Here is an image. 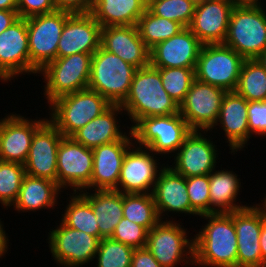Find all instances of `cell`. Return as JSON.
Here are the masks:
<instances>
[{
  "label": "cell",
  "instance_id": "cell-1",
  "mask_svg": "<svg viewBox=\"0 0 266 267\" xmlns=\"http://www.w3.org/2000/svg\"><path fill=\"white\" fill-rule=\"evenodd\" d=\"M208 221L194 234V266L237 267V236L231 213L199 216Z\"/></svg>",
  "mask_w": 266,
  "mask_h": 267
},
{
  "label": "cell",
  "instance_id": "cell-2",
  "mask_svg": "<svg viewBox=\"0 0 266 267\" xmlns=\"http://www.w3.org/2000/svg\"><path fill=\"white\" fill-rule=\"evenodd\" d=\"M132 129L142 118L179 113L178 104L162 85L158 68L151 64L136 70L129 93L120 104Z\"/></svg>",
  "mask_w": 266,
  "mask_h": 267
},
{
  "label": "cell",
  "instance_id": "cell-3",
  "mask_svg": "<svg viewBox=\"0 0 266 267\" xmlns=\"http://www.w3.org/2000/svg\"><path fill=\"white\" fill-rule=\"evenodd\" d=\"M112 104L89 88L62 95L49 103L48 120L64 137H71Z\"/></svg>",
  "mask_w": 266,
  "mask_h": 267
},
{
  "label": "cell",
  "instance_id": "cell-4",
  "mask_svg": "<svg viewBox=\"0 0 266 267\" xmlns=\"http://www.w3.org/2000/svg\"><path fill=\"white\" fill-rule=\"evenodd\" d=\"M223 44L244 59H257L266 51L264 6H234Z\"/></svg>",
  "mask_w": 266,
  "mask_h": 267
},
{
  "label": "cell",
  "instance_id": "cell-5",
  "mask_svg": "<svg viewBox=\"0 0 266 267\" xmlns=\"http://www.w3.org/2000/svg\"><path fill=\"white\" fill-rule=\"evenodd\" d=\"M137 68L101 46L93 53L88 87L111 104H121L127 97Z\"/></svg>",
  "mask_w": 266,
  "mask_h": 267
},
{
  "label": "cell",
  "instance_id": "cell-6",
  "mask_svg": "<svg viewBox=\"0 0 266 267\" xmlns=\"http://www.w3.org/2000/svg\"><path fill=\"white\" fill-rule=\"evenodd\" d=\"M131 131L137 146L148 148L158 156L167 155L171 159L192 130L181 114L175 113L142 118Z\"/></svg>",
  "mask_w": 266,
  "mask_h": 267
},
{
  "label": "cell",
  "instance_id": "cell-7",
  "mask_svg": "<svg viewBox=\"0 0 266 267\" xmlns=\"http://www.w3.org/2000/svg\"><path fill=\"white\" fill-rule=\"evenodd\" d=\"M173 219L160 220L148 231L146 248L162 267H176L181 263L194 266V239H189L190 231Z\"/></svg>",
  "mask_w": 266,
  "mask_h": 267
},
{
  "label": "cell",
  "instance_id": "cell-8",
  "mask_svg": "<svg viewBox=\"0 0 266 267\" xmlns=\"http://www.w3.org/2000/svg\"><path fill=\"white\" fill-rule=\"evenodd\" d=\"M93 54L77 53L64 58H56L38 74L43 76L44 96L49 104L54 99L79 90L89 84Z\"/></svg>",
  "mask_w": 266,
  "mask_h": 267
},
{
  "label": "cell",
  "instance_id": "cell-9",
  "mask_svg": "<svg viewBox=\"0 0 266 267\" xmlns=\"http://www.w3.org/2000/svg\"><path fill=\"white\" fill-rule=\"evenodd\" d=\"M244 60L224 44H204L199 52L195 79L226 92L235 91Z\"/></svg>",
  "mask_w": 266,
  "mask_h": 267
},
{
  "label": "cell",
  "instance_id": "cell-10",
  "mask_svg": "<svg viewBox=\"0 0 266 267\" xmlns=\"http://www.w3.org/2000/svg\"><path fill=\"white\" fill-rule=\"evenodd\" d=\"M72 13L56 10L26 19L30 63L39 72L57 58L60 36Z\"/></svg>",
  "mask_w": 266,
  "mask_h": 267
},
{
  "label": "cell",
  "instance_id": "cell-11",
  "mask_svg": "<svg viewBox=\"0 0 266 267\" xmlns=\"http://www.w3.org/2000/svg\"><path fill=\"white\" fill-rule=\"evenodd\" d=\"M48 232L47 242L53 259L62 267H82L95 259L99 239L60 224Z\"/></svg>",
  "mask_w": 266,
  "mask_h": 267
},
{
  "label": "cell",
  "instance_id": "cell-12",
  "mask_svg": "<svg viewBox=\"0 0 266 267\" xmlns=\"http://www.w3.org/2000/svg\"><path fill=\"white\" fill-rule=\"evenodd\" d=\"M38 73L30 63L26 19L19 18L0 34V80L8 83L21 75Z\"/></svg>",
  "mask_w": 266,
  "mask_h": 267
},
{
  "label": "cell",
  "instance_id": "cell-13",
  "mask_svg": "<svg viewBox=\"0 0 266 267\" xmlns=\"http://www.w3.org/2000/svg\"><path fill=\"white\" fill-rule=\"evenodd\" d=\"M225 94V90L195 79L179 105V113L191 130L210 131L218 120Z\"/></svg>",
  "mask_w": 266,
  "mask_h": 267
},
{
  "label": "cell",
  "instance_id": "cell-14",
  "mask_svg": "<svg viewBox=\"0 0 266 267\" xmlns=\"http://www.w3.org/2000/svg\"><path fill=\"white\" fill-rule=\"evenodd\" d=\"M92 171V149L63 136L57 150V185L79 192L90 183Z\"/></svg>",
  "mask_w": 266,
  "mask_h": 267
},
{
  "label": "cell",
  "instance_id": "cell-15",
  "mask_svg": "<svg viewBox=\"0 0 266 267\" xmlns=\"http://www.w3.org/2000/svg\"><path fill=\"white\" fill-rule=\"evenodd\" d=\"M208 131L192 130L174 154L170 167L185 178L209 175L217 169V145L208 137ZM207 136V137H206Z\"/></svg>",
  "mask_w": 266,
  "mask_h": 267
},
{
  "label": "cell",
  "instance_id": "cell-16",
  "mask_svg": "<svg viewBox=\"0 0 266 267\" xmlns=\"http://www.w3.org/2000/svg\"><path fill=\"white\" fill-rule=\"evenodd\" d=\"M154 153L135 143L127 150L116 191L121 193H152L164 164ZM160 161V162H158Z\"/></svg>",
  "mask_w": 266,
  "mask_h": 267
},
{
  "label": "cell",
  "instance_id": "cell-17",
  "mask_svg": "<svg viewBox=\"0 0 266 267\" xmlns=\"http://www.w3.org/2000/svg\"><path fill=\"white\" fill-rule=\"evenodd\" d=\"M266 215L258 203L233 212L237 236V267H260L262 253L260 232Z\"/></svg>",
  "mask_w": 266,
  "mask_h": 267
},
{
  "label": "cell",
  "instance_id": "cell-18",
  "mask_svg": "<svg viewBox=\"0 0 266 267\" xmlns=\"http://www.w3.org/2000/svg\"><path fill=\"white\" fill-rule=\"evenodd\" d=\"M10 113L0 119V161L25 163L34 132L48 119Z\"/></svg>",
  "mask_w": 266,
  "mask_h": 267
},
{
  "label": "cell",
  "instance_id": "cell-19",
  "mask_svg": "<svg viewBox=\"0 0 266 267\" xmlns=\"http://www.w3.org/2000/svg\"><path fill=\"white\" fill-rule=\"evenodd\" d=\"M62 137L61 132L48 119L34 132L24 163L27 175L57 183V150Z\"/></svg>",
  "mask_w": 266,
  "mask_h": 267
},
{
  "label": "cell",
  "instance_id": "cell-20",
  "mask_svg": "<svg viewBox=\"0 0 266 267\" xmlns=\"http://www.w3.org/2000/svg\"><path fill=\"white\" fill-rule=\"evenodd\" d=\"M133 144V133L129 132V135L123 140L92 149L91 181L83 190H116L125 154Z\"/></svg>",
  "mask_w": 266,
  "mask_h": 267
},
{
  "label": "cell",
  "instance_id": "cell-21",
  "mask_svg": "<svg viewBox=\"0 0 266 267\" xmlns=\"http://www.w3.org/2000/svg\"><path fill=\"white\" fill-rule=\"evenodd\" d=\"M234 4L231 0H198L188 28L204 44H223Z\"/></svg>",
  "mask_w": 266,
  "mask_h": 267
},
{
  "label": "cell",
  "instance_id": "cell-22",
  "mask_svg": "<svg viewBox=\"0 0 266 267\" xmlns=\"http://www.w3.org/2000/svg\"><path fill=\"white\" fill-rule=\"evenodd\" d=\"M101 25L91 13L71 14L58 42L57 58L72 54H93L100 47Z\"/></svg>",
  "mask_w": 266,
  "mask_h": 267
},
{
  "label": "cell",
  "instance_id": "cell-23",
  "mask_svg": "<svg viewBox=\"0 0 266 267\" xmlns=\"http://www.w3.org/2000/svg\"><path fill=\"white\" fill-rule=\"evenodd\" d=\"M152 196L160 220H170L167 217H171L173 213L200 216L190 205L186 178L176 173L168 164L160 170L152 190Z\"/></svg>",
  "mask_w": 266,
  "mask_h": 267
},
{
  "label": "cell",
  "instance_id": "cell-24",
  "mask_svg": "<svg viewBox=\"0 0 266 267\" xmlns=\"http://www.w3.org/2000/svg\"><path fill=\"white\" fill-rule=\"evenodd\" d=\"M202 43L184 27L176 35L150 50V64L155 68H196Z\"/></svg>",
  "mask_w": 266,
  "mask_h": 267
},
{
  "label": "cell",
  "instance_id": "cell-25",
  "mask_svg": "<svg viewBox=\"0 0 266 267\" xmlns=\"http://www.w3.org/2000/svg\"><path fill=\"white\" fill-rule=\"evenodd\" d=\"M248 101L235 91L226 92L223 97L218 120L209 133L220 126L224 131L225 143L230 146L231 154L247 147L251 133L248 126ZM247 145V146H246Z\"/></svg>",
  "mask_w": 266,
  "mask_h": 267
},
{
  "label": "cell",
  "instance_id": "cell-26",
  "mask_svg": "<svg viewBox=\"0 0 266 267\" xmlns=\"http://www.w3.org/2000/svg\"><path fill=\"white\" fill-rule=\"evenodd\" d=\"M100 46L137 69L150 64V50L136 25L103 27Z\"/></svg>",
  "mask_w": 266,
  "mask_h": 267
},
{
  "label": "cell",
  "instance_id": "cell-27",
  "mask_svg": "<svg viewBox=\"0 0 266 267\" xmlns=\"http://www.w3.org/2000/svg\"><path fill=\"white\" fill-rule=\"evenodd\" d=\"M123 113L125 112L119 104H112L100 116L89 121L71 137L76 142L90 149H94L103 144L123 140L129 135L128 132H132L129 126H127L129 129L126 130L127 132L121 130L120 117H118V114L122 115Z\"/></svg>",
  "mask_w": 266,
  "mask_h": 267
},
{
  "label": "cell",
  "instance_id": "cell-28",
  "mask_svg": "<svg viewBox=\"0 0 266 267\" xmlns=\"http://www.w3.org/2000/svg\"><path fill=\"white\" fill-rule=\"evenodd\" d=\"M64 192L56 182L45 178L25 175L13 210L21 212H36L40 209H54L58 198ZM56 205V206H55Z\"/></svg>",
  "mask_w": 266,
  "mask_h": 267
},
{
  "label": "cell",
  "instance_id": "cell-29",
  "mask_svg": "<svg viewBox=\"0 0 266 267\" xmlns=\"http://www.w3.org/2000/svg\"><path fill=\"white\" fill-rule=\"evenodd\" d=\"M93 192V193H92ZM81 190L91 204L99 227V240L109 238L123 217V193L116 190Z\"/></svg>",
  "mask_w": 266,
  "mask_h": 267
},
{
  "label": "cell",
  "instance_id": "cell-30",
  "mask_svg": "<svg viewBox=\"0 0 266 267\" xmlns=\"http://www.w3.org/2000/svg\"><path fill=\"white\" fill-rule=\"evenodd\" d=\"M238 176L233 170L224 168L214 169L209 174L210 213H231L248 207L247 203L237 202L242 187Z\"/></svg>",
  "mask_w": 266,
  "mask_h": 267
},
{
  "label": "cell",
  "instance_id": "cell-31",
  "mask_svg": "<svg viewBox=\"0 0 266 267\" xmlns=\"http://www.w3.org/2000/svg\"><path fill=\"white\" fill-rule=\"evenodd\" d=\"M147 5L145 0H93L90 13L102 28L137 25Z\"/></svg>",
  "mask_w": 266,
  "mask_h": 267
},
{
  "label": "cell",
  "instance_id": "cell-32",
  "mask_svg": "<svg viewBox=\"0 0 266 267\" xmlns=\"http://www.w3.org/2000/svg\"><path fill=\"white\" fill-rule=\"evenodd\" d=\"M69 195L61 221L68 227L83 231L99 239V227L91 204L79 193Z\"/></svg>",
  "mask_w": 266,
  "mask_h": 267
},
{
  "label": "cell",
  "instance_id": "cell-33",
  "mask_svg": "<svg viewBox=\"0 0 266 267\" xmlns=\"http://www.w3.org/2000/svg\"><path fill=\"white\" fill-rule=\"evenodd\" d=\"M123 217L150 231L160 221L152 193H123Z\"/></svg>",
  "mask_w": 266,
  "mask_h": 267
},
{
  "label": "cell",
  "instance_id": "cell-34",
  "mask_svg": "<svg viewBox=\"0 0 266 267\" xmlns=\"http://www.w3.org/2000/svg\"><path fill=\"white\" fill-rule=\"evenodd\" d=\"M235 92L250 101L266 100V70L257 59H245Z\"/></svg>",
  "mask_w": 266,
  "mask_h": 267
},
{
  "label": "cell",
  "instance_id": "cell-35",
  "mask_svg": "<svg viewBox=\"0 0 266 267\" xmlns=\"http://www.w3.org/2000/svg\"><path fill=\"white\" fill-rule=\"evenodd\" d=\"M136 26L141 39L149 50L184 28L178 22L154 15L148 8L139 18Z\"/></svg>",
  "mask_w": 266,
  "mask_h": 267
},
{
  "label": "cell",
  "instance_id": "cell-36",
  "mask_svg": "<svg viewBox=\"0 0 266 267\" xmlns=\"http://www.w3.org/2000/svg\"><path fill=\"white\" fill-rule=\"evenodd\" d=\"M198 0H152L147 8L156 16L188 27L194 16Z\"/></svg>",
  "mask_w": 266,
  "mask_h": 267
},
{
  "label": "cell",
  "instance_id": "cell-37",
  "mask_svg": "<svg viewBox=\"0 0 266 267\" xmlns=\"http://www.w3.org/2000/svg\"><path fill=\"white\" fill-rule=\"evenodd\" d=\"M134 250L135 248L110 237L102 238L95 256V267H131Z\"/></svg>",
  "mask_w": 266,
  "mask_h": 267
},
{
  "label": "cell",
  "instance_id": "cell-38",
  "mask_svg": "<svg viewBox=\"0 0 266 267\" xmlns=\"http://www.w3.org/2000/svg\"><path fill=\"white\" fill-rule=\"evenodd\" d=\"M25 175L23 164L0 161V204L4 208L16 201Z\"/></svg>",
  "mask_w": 266,
  "mask_h": 267
},
{
  "label": "cell",
  "instance_id": "cell-39",
  "mask_svg": "<svg viewBox=\"0 0 266 267\" xmlns=\"http://www.w3.org/2000/svg\"><path fill=\"white\" fill-rule=\"evenodd\" d=\"M158 71L164 89L179 106L195 80V69L173 67L158 68Z\"/></svg>",
  "mask_w": 266,
  "mask_h": 267
},
{
  "label": "cell",
  "instance_id": "cell-40",
  "mask_svg": "<svg viewBox=\"0 0 266 267\" xmlns=\"http://www.w3.org/2000/svg\"><path fill=\"white\" fill-rule=\"evenodd\" d=\"M191 207L199 214L210 213L209 175L186 178Z\"/></svg>",
  "mask_w": 266,
  "mask_h": 267
},
{
  "label": "cell",
  "instance_id": "cell-41",
  "mask_svg": "<svg viewBox=\"0 0 266 267\" xmlns=\"http://www.w3.org/2000/svg\"><path fill=\"white\" fill-rule=\"evenodd\" d=\"M147 235L145 227L122 217L110 238L138 249L146 247Z\"/></svg>",
  "mask_w": 266,
  "mask_h": 267
},
{
  "label": "cell",
  "instance_id": "cell-42",
  "mask_svg": "<svg viewBox=\"0 0 266 267\" xmlns=\"http://www.w3.org/2000/svg\"><path fill=\"white\" fill-rule=\"evenodd\" d=\"M247 113L251 138L254 134L266 137V100L248 102Z\"/></svg>",
  "mask_w": 266,
  "mask_h": 267
},
{
  "label": "cell",
  "instance_id": "cell-43",
  "mask_svg": "<svg viewBox=\"0 0 266 267\" xmlns=\"http://www.w3.org/2000/svg\"><path fill=\"white\" fill-rule=\"evenodd\" d=\"M53 0H17V13L19 18H29L36 15L55 12Z\"/></svg>",
  "mask_w": 266,
  "mask_h": 267
},
{
  "label": "cell",
  "instance_id": "cell-44",
  "mask_svg": "<svg viewBox=\"0 0 266 267\" xmlns=\"http://www.w3.org/2000/svg\"><path fill=\"white\" fill-rule=\"evenodd\" d=\"M57 10L70 13H90L93 0H53Z\"/></svg>",
  "mask_w": 266,
  "mask_h": 267
},
{
  "label": "cell",
  "instance_id": "cell-45",
  "mask_svg": "<svg viewBox=\"0 0 266 267\" xmlns=\"http://www.w3.org/2000/svg\"><path fill=\"white\" fill-rule=\"evenodd\" d=\"M131 267H162L153 257L152 253L145 248L135 249L132 256Z\"/></svg>",
  "mask_w": 266,
  "mask_h": 267
},
{
  "label": "cell",
  "instance_id": "cell-46",
  "mask_svg": "<svg viewBox=\"0 0 266 267\" xmlns=\"http://www.w3.org/2000/svg\"><path fill=\"white\" fill-rule=\"evenodd\" d=\"M19 19L17 10L0 9V34Z\"/></svg>",
  "mask_w": 266,
  "mask_h": 267
},
{
  "label": "cell",
  "instance_id": "cell-47",
  "mask_svg": "<svg viewBox=\"0 0 266 267\" xmlns=\"http://www.w3.org/2000/svg\"><path fill=\"white\" fill-rule=\"evenodd\" d=\"M0 219V258L4 257L8 253L9 239L8 235L5 232L4 223Z\"/></svg>",
  "mask_w": 266,
  "mask_h": 267
},
{
  "label": "cell",
  "instance_id": "cell-48",
  "mask_svg": "<svg viewBox=\"0 0 266 267\" xmlns=\"http://www.w3.org/2000/svg\"><path fill=\"white\" fill-rule=\"evenodd\" d=\"M260 249L262 253V264L266 262V221L262 224L260 232Z\"/></svg>",
  "mask_w": 266,
  "mask_h": 267
},
{
  "label": "cell",
  "instance_id": "cell-49",
  "mask_svg": "<svg viewBox=\"0 0 266 267\" xmlns=\"http://www.w3.org/2000/svg\"><path fill=\"white\" fill-rule=\"evenodd\" d=\"M234 6H264L261 0H231Z\"/></svg>",
  "mask_w": 266,
  "mask_h": 267
},
{
  "label": "cell",
  "instance_id": "cell-50",
  "mask_svg": "<svg viewBox=\"0 0 266 267\" xmlns=\"http://www.w3.org/2000/svg\"><path fill=\"white\" fill-rule=\"evenodd\" d=\"M1 10H17V0H0Z\"/></svg>",
  "mask_w": 266,
  "mask_h": 267
},
{
  "label": "cell",
  "instance_id": "cell-51",
  "mask_svg": "<svg viewBox=\"0 0 266 267\" xmlns=\"http://www.w3.org/2000/svg\"><path fill=\"white\" fill-rule=\"evenodd\" d=\"M257 60L260 62V64L264 67V69L266 70V51L263 52L258 58Z\"/></svg>",
  "mask_w": 266,
  "mask_h": 267
},
{
  "label": "cell",
  "instance_id": "cell-52",
  "mask_svg": "<svg viewBox=\"0 0 266 267\" xmlns=\"http://www.w3.org/2000/svg\"><path fill=\"white\" fill-rule=\"evenodd\" d=\"M261 204L258 203V205L263 209V211L265 212L266 215V194H265V198L263 200H261Z\"/></svg>",
  "mask_w": 266,
  "mask_h": 267
},
{
  "label": "cell",
  "instance_id": "cell-53",
  "mask_svg": "<svg viewBox=\"0 0 266 267\" xmlns=\"http://www.w3.org/2000/svg\"><path fill=\"white\" fill-rule=\"evenodd\" d=\"M260 267H266V262L263 263Z\"/></svg>",
  "mask_w": 266,
  "mask_h": 267
}]
</instances>
